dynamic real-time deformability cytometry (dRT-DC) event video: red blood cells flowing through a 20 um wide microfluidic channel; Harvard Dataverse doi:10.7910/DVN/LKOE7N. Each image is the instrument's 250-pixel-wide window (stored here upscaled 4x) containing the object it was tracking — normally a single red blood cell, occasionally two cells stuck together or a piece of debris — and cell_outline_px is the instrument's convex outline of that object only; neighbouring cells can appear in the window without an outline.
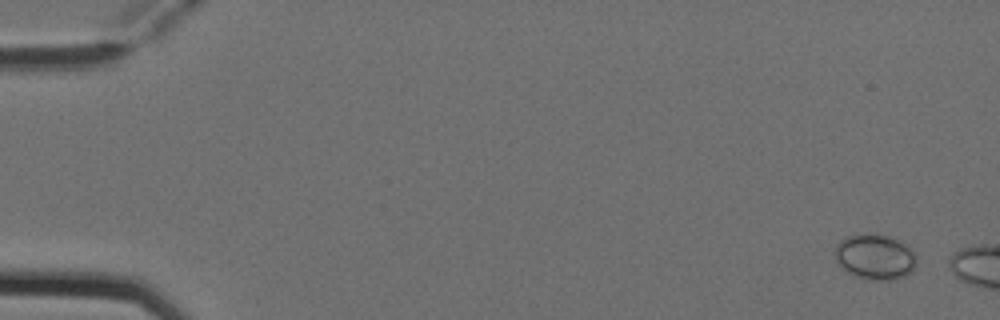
{"species": "Egyptian fruit bat (a non-hibernating species)", "species_latin": "Rousettus aegyptiacus", "temperature_condition": "cold", "stored_images_in_passage": 2, "camera_frame_rate_fps": 3000, "um_per_image_px": 0.085, "animal": {"sex": "female"}, "frame": {"image": 1, "passage_image": 1, "time_ms": 0.0, "image_size_px": [1000, 320], "cell_outline_px": [[916, 264], [912, 272], [904, 276], [888, 280], [872, 280], [856, 276], [844, 268], [836, 260], [836, 244], [844, 236], [892, 236], [900, 240], [912, 248], [916, 256]], "centroid_in_image_um": [74.43, 21.85], "position_along_channel_um": 10.6, "area_um2": 21.15}}